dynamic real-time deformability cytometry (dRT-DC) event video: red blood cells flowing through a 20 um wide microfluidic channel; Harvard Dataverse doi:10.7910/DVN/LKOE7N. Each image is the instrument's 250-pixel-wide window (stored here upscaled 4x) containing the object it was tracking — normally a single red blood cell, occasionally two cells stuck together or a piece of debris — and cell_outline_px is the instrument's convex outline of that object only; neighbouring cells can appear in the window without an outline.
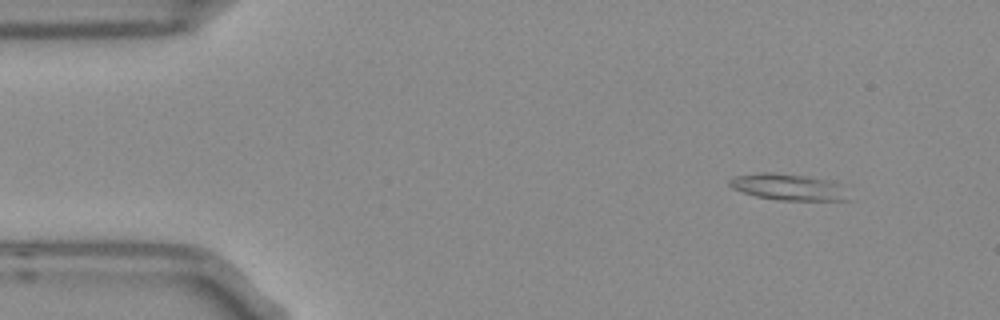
{"species": "Egyptian fruit bat (a non-hibernating species)", "species_latin": "Rousettus aegyptiacus", "temperature_condition": "room temperature", "stored_images_in_passage": 5, "camera_frame_rate_fps": 3000, "um_per_image_px": 0.085, "frame": {"image": 1, "passage_image": 1, "time_ms": 0.0, "image_size_px": [1000, 320], "cell_outline_px": [[852, 200], [780, 200], [756, 196], [732, 188], [728, 184], [728, 180], [736, 176], [760, 172], [772, 172], [804, 176], [824, 180], [836, 184]], "centroid_in_image_um": [66.91, 15.9], "position_along_channel_um": 18.1, "area_um2": 17.74}}
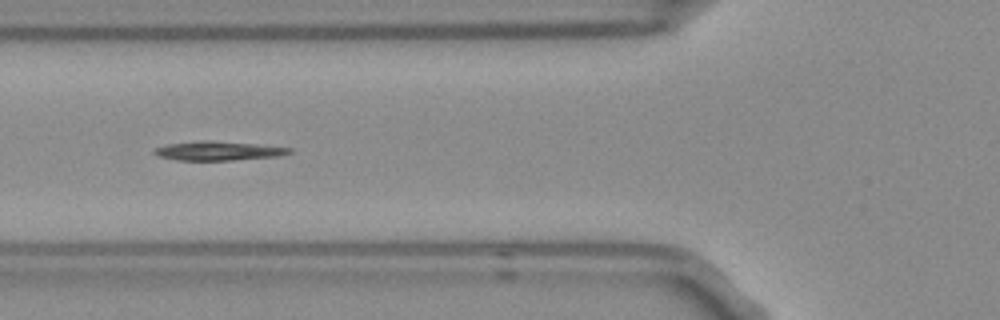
{"frame": {"image": 2, "passage_image": 5, "time_ms": 1.333, "image_size_px": [1000, 320], "cell_outline_px": [[292, 152], [276, 156], [232, 160], [176, 160], [156, 156], [152, 152], [152, 148], [168, 144], [204, 140], [208, 140], [256, 144], [292, 148]], "centroid_in_image_um": [18.47, 12.82], "position_along_channel_um": 107.3, "area_um2": 14.97}}